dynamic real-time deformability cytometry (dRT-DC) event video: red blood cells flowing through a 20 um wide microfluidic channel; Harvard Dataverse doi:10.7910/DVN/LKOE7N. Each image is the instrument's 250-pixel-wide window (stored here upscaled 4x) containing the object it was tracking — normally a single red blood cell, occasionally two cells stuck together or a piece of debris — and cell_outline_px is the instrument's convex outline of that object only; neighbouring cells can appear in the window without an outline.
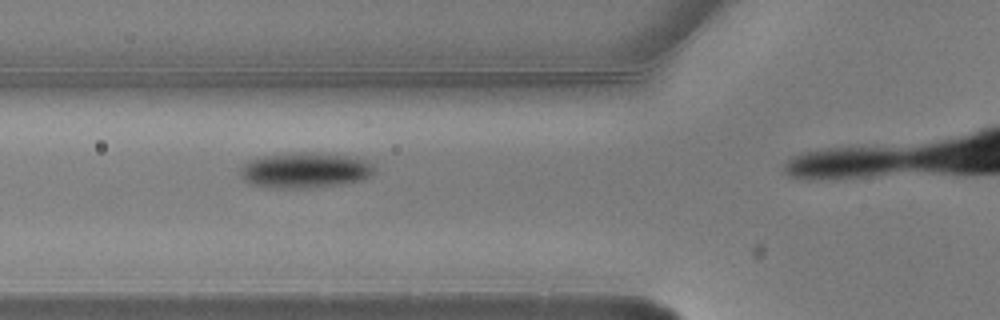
{"species": "common noctule bat (a hibernating species)", "species_latin": "Nyctalus noctula", "temperature_condition": "warm", "stored_images_in_passage": 5, "camera_frame_rate_fps": 3000, "um_per_image_px": 0.085, "animal": {"sex": "male", "body_mass_g": 20.5, "forearm_length_mm": 52.5}, "frame": {"image": 1, "passage_image": 4, "time_ms": 1.0, "image_size_px": [1000, 320], "cell_outline_px": [[376, 168], [368, 176], [360, 180], [312, 188], [272, 188], [252, 184], [244, 180], [240, 172], [240, 168], [248, 160], [264, 156], [300, 152], [320, 152], [356, 156], [372, 164]], "centroid_in_image_um": [25.92, 14.45], "position_along_channel_um": 99.9, "area_um2": 27.74}}